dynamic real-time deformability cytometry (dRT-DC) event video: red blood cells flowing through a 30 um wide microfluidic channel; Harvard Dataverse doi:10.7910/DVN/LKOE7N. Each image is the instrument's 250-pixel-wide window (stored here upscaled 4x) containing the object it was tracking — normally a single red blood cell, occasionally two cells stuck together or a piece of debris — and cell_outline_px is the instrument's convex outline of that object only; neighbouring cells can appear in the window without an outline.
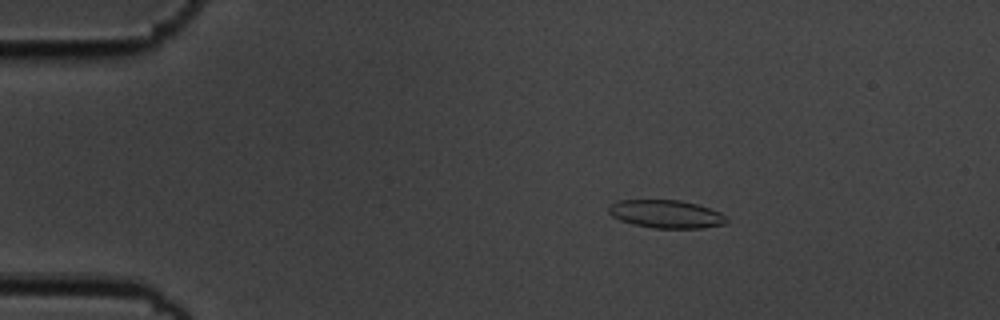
{"species": "common noctule bat (a hibernating species)", "species_latin": "Nyctalus noctula", "temperature_condition": "cold", "stored_images_in_passage": 5, "camera_frame_rate_fps": 3000, "um_per_image_px": 0.085, "animal": {"sex": "male", "body_mass_g": 19.5, "forearm_length_mm": 54.6}, "frame": {"image": 1, "passage_image": 3, "time_ms": 0.667, "image_size_px": [1000, 320], "cell_outline_px": [[728, 220], [724, 224], [700, 228], [652, 228], [632, 224], [620, 220], [612, 216], [608, 212], [608, 208], [612, 204], [620, 200], [680, 200], [696, 204], [720, 212]], "centroid_in_image_um": [56.59, 18.2], "position_along_channel_um": 28.4, "area_um2": 19.13}}